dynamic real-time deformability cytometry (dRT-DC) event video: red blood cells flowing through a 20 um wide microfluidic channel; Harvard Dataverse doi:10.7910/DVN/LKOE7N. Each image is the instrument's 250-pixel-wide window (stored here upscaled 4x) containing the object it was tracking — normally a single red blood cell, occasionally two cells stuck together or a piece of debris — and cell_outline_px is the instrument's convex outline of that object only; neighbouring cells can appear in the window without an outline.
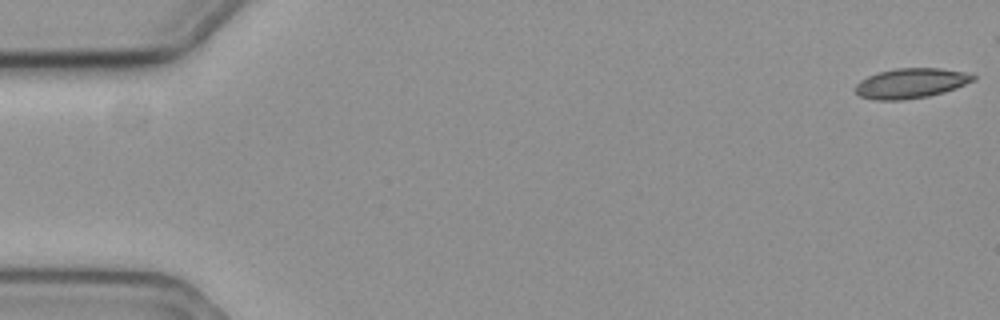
{"species": "common noctule bat (a hibernating species)", "species_latin": "Nyctalus noctula", "temperature_condition": "cold", "stored_images_in_passage": 7, "camera_frame_rate_fps": 3000, "um_per_image_px": 0.085, "animal": {"sex": "female", "body_mass_g": 19.3, "forearm_length_mm": 54.1}, "frame": {"image": 1, "passage_image": 1, "time_ms": 0.0, "image_size_px": [1000, 320], "cell_outline_px": [[976, 80], [956, 88], [944, 92], [928, 96], [904, 100], [876, 100], [860, 96], [856, 92], [856, 84], [860, 80], [868, 76], [880, 72], [896, 68], [940, 68], [964, 72], [976, 76]], "centroid_in_image_um": [77.44, 7.08], "position_along_channel_um": 7.6, "area_um2": 20.52}}